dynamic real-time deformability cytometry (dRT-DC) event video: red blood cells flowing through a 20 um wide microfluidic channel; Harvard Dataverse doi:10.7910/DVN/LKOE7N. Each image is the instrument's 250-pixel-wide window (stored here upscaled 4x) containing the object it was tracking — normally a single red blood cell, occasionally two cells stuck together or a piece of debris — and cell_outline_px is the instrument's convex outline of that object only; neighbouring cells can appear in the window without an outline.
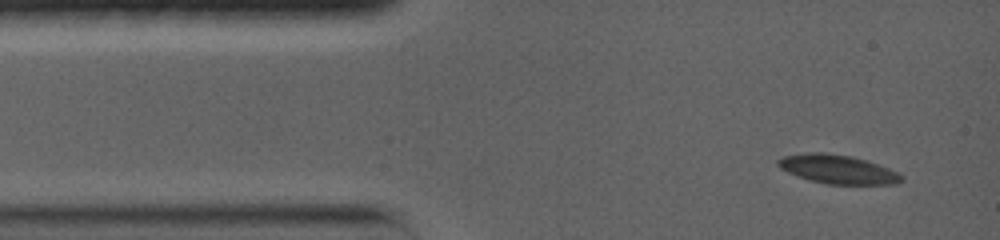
{"species": "common noctule bat (a hibernating species)", "species_latin": "Nyctalus noctula", "temperature_condition": "warm", "stored_images_in_passage": 6, "camera_frame_rate_fps": 5000, "um_per_image_px": 0.085, "animal": {"sex": "female", "body_mass_g": 19.0, "forearm_length_mm": 56.7}, "frame": {"image": 1, "passage_image": 1, "time_ms": 0.0, "image_size_px": [1000, 240], "cell_outline_px": [[904, 180], [896, 184], [828, 184], [812, 180], [788, 172], [780, 168], [776, 164], [776, 160], [784, 156], [808, 152], [824, 152], [852, 156], [868, 160], [888, 168], [904, 176]], "centroid_in_image_um": [71.23, 14.37], "position_along_channel_um": 13.8, "area_um2": 20.69}}
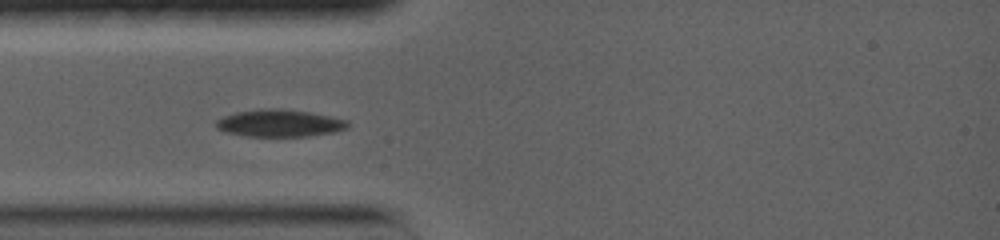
{"frame": {"image": 2, "passage_image": 4, "time_ms": 2.8, "image_size_px": [1000, 240], "cell_outline_px": [[348, 128], [336, 132], [308, 136], [244, 136], [224, 132], [216, 128], [216, 120], [224, 116], [236, 112], [268, 108], [280, 108], [312, 112], [332, 116], [348, 120]], "centroid_in_image_um": [23.79, 10.47], "position_along_channel_um": 61.2, "area_um2": 21.1}}